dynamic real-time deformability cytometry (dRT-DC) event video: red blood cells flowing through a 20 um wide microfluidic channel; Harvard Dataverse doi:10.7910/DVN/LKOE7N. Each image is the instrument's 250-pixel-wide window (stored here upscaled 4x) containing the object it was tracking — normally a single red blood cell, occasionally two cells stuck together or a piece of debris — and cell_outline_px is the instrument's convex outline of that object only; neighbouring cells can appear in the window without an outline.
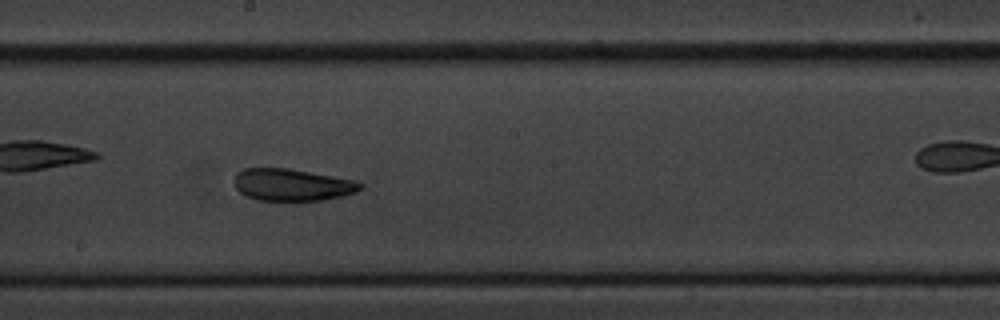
{"species": "common noctule bat (a hibernating species)", "species_latin": "Nyctalus noctula", "temperature_condition": "cold", "stored_images_in_passage": 46, "camera_frame_rate_fps": 3000, "um_per_image_px": 0.085, "animal": {"sex": "male", "body_mass_g": 20.1, "forearm_length_mm": 53.5}, "frame": {"image": 1, "passage_image": 20, "time_ms": 6.333, "image_size_px": [1000, 320], "cell_outline_px": [[364, 184], [356, 192], [324, 200], [256, 200], [244, 196], [236, 188], [232, 180], [236, 172], [244, 168], [288, 168], [332, 176], [352, 180]], "centroid_in_image_um": [24.74, 15.7], "position_along_channel_um": 223.5, "area_um2": 23.52}}
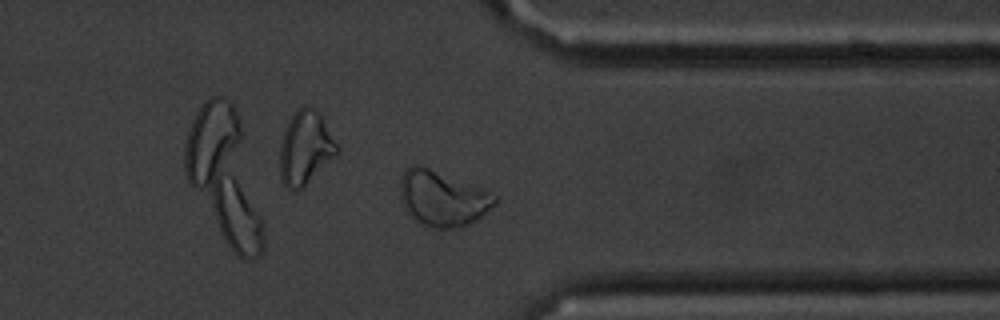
{"frame": {"image": 2, "passage_image": 33, "time_ms": 10.667, "image_size_px": [1000, 320], "cell_outline_px": [[496, 204], [480, 216], [468, 224], [460, 228], [432, 228], [424, 224], [412, 216], [404, 208], [400, 196], [400, 176], [404, 168], [408, 164], [420, 164], [480, 188], [496, 196]], "centroid_in_image_um": [37.55, 16.83], "position_along_channel_um": 373.9, "area_um2": 30.29}, "authors_computed_cell_mechanics": {"area_um2": 24.2182, "velocity_mm_per_s": 3.5451, "shape_relaxation_time_tau1_ms": 3.4687, "shape_relaxation_time_tau2_ms": 2.6487, "deformation_change_tau1": 0.088, "deformation_change_tau2": 0.0725}}